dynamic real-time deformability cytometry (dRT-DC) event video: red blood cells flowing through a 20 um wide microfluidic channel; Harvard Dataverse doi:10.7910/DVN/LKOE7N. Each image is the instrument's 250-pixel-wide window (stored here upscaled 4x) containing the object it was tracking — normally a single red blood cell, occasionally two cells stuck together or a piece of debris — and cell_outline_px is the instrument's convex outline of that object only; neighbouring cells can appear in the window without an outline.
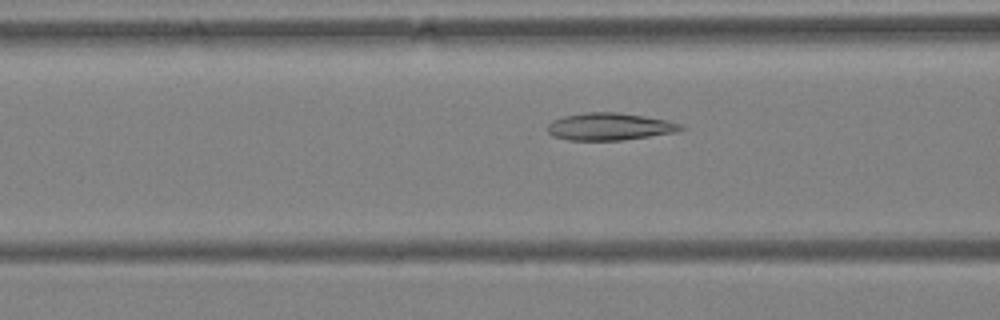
{"species": "Egyptian fruit bat (a non-hibernating species)", "species_latin": "Rousettus aegyptiacus", "temperature_condition": "warm", "stored_images_in_passage": 40, "camera_frame_rate_fps": 3000, "um_per_image_px": 0.085, "animal": {"sex": "female"}, "frame": {"image": 1, "passage_image": 10, "time_ms": 3.0, "image_size_px": [1000, 320], "cell_outline_px": [[688, 128], [676, 132], [624, 140], [568, 140], [552, 136], [548, 132], [548, 124], [552, 120], [564, 116], [584, 112], [616, 112], [644, 116], [668, 120], [680, 124]], "centroid_in_image_um": [51.83, 10.76], "position_along_channel_um": 114.8, "area_um2": 21.33}}
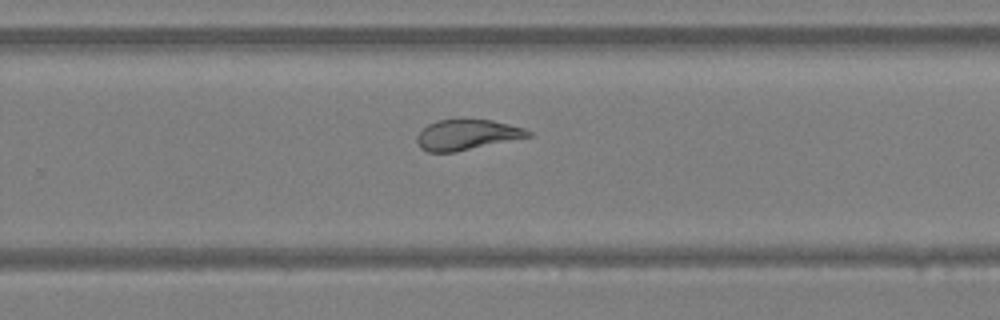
{"frame": {"image": 2, "passage_image": 23, "time_ms": 7.333, "image_size_px": [1000, 320], "cell_outline_px": [[532, 136], [456, 152], [428, 152], [420, 148], [416, 140], [416, 136], [428, 124], [436, 120], [468, 116], [492, 120], [524, 128], [532, 132]], "centroid_in_image_um": [39.67, 11.41], "position_along_channel_um": 290.1, "area_um2": 20.4}}
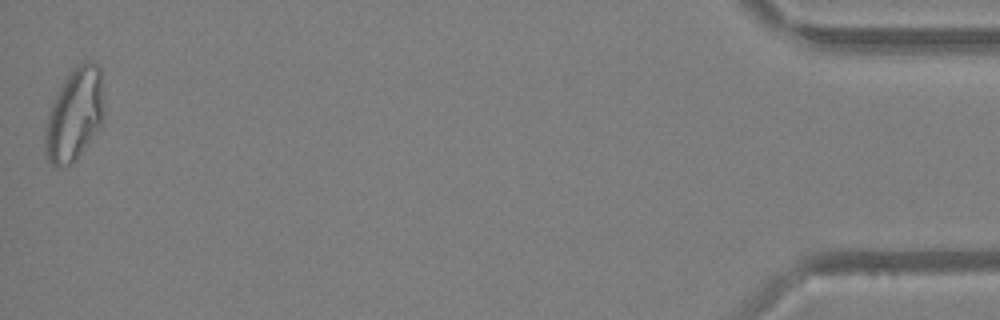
{"frame": {"image": 3, "passage_image": 40, "time_ms": 13.0, "image_size_px": [1000, 320], "cell_outline_px": [[104, 116], [100, 124], [76, 160], [72, 164], [52, 164], [48, 160], [44, 152], [44, 136], [48, 112], [64, 80], [80, 64], [88, 60], [92, 60], [100, 64], [104, 104]], "centroid_in_image_um": [6.34, 9.71], "position_along_channel_um": 428.9, "area_um2": 31.33}, "authors_computed_cell_mechanics": {"area_um2": 22.2241, "velocity_mm_per_s": 4.0574, "shape_relaxation_time_tau1_ms": null, "shape_relaxation_time_tau2_ms": 1.2816, "deformation_change_tau1": null, "deformation_change_tau2": 0.0959}}